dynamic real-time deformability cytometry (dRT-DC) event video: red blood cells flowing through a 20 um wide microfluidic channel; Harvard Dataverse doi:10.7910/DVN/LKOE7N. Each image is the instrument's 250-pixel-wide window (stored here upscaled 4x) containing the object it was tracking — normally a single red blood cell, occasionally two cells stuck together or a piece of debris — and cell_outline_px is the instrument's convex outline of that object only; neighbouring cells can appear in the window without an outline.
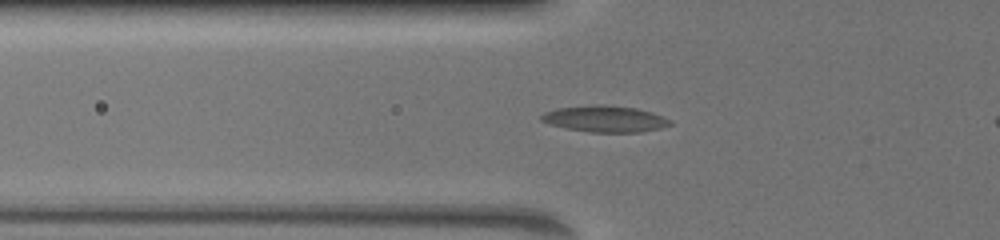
{"species": "common noctule bat (a hibernating species)", "species_latin": "Nyctalus noctula", "temperature_condition": "warm", "stored_images_in_passage": 24, "camera_frame_rate_fps": 3000, "um_per_image_px": 0.085, "animal": {"sex": "female", "body_mass_g": 19.5, "forearm_length_mm": 54.1}, "frame": {"image": 1, "passage_image": 2, "time_ms": 0.667, "image_size_px": [1000, 240], "cell_outline_px": [[672, 124], [660, 128], [640, 132], [588, 132], [564, 128], [548, 124], [540, 120], [540, 116], [544, 112], [556, 108], [592, 104], [604, 104], [636, 108], [652, 112], [672, 120]], "centroid_in_image_um": [51.39, 10.09], "position_along_channel_um": 74.4, "area_um2": 20.06}}
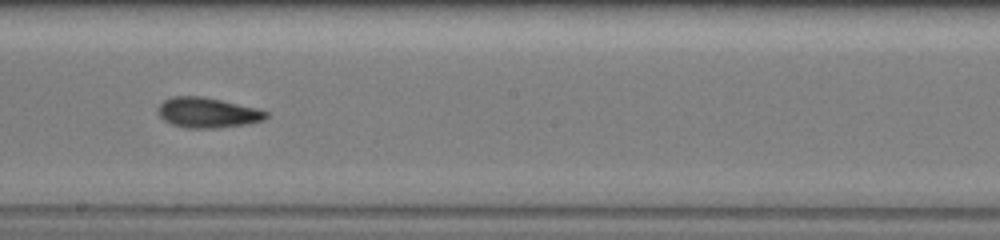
{"frame": {"image": 2, "passage_image": 11, "time_ms": 4.667, "image_size_px": [1000, 240], "cell_outline_px": [[268, 116], [264, 120], [248, 124], [216, 128], [188, 128], [172, 124], [164, 120], [156, 112], [156, 108], [164, 100], [172, 96], [204, 96], [256, 108], [268, 112]], "centroid_in_image_um": [17.62, 9.57], "position_along_channel_um": 230.6, "area_um2": 19.13}}
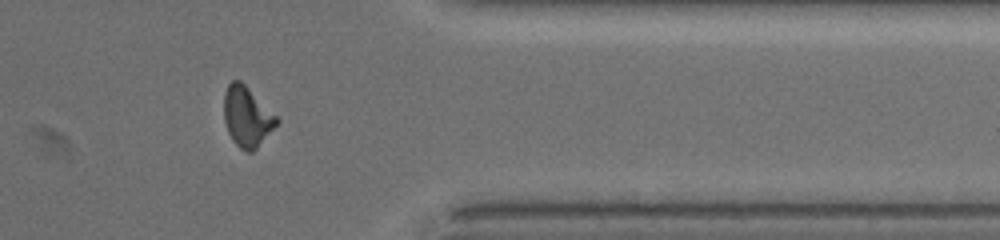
{"frame": {"image": 3, "passage_image": 20, "time_ms": 9.0, "image_size_px": [1000, 240], "cell_outline_px": [[280, 120], [256, 148], [252, 152], [248, 152], [240, 148], [232, 140], [228, 132], [224, 120], [224, 92], [228, 84], [232, 80], [240, 80]], "centroid_in_image_um": [20.96, 9.91], "position_along_channel_um": 390.4, "area_um2": 18.09}}